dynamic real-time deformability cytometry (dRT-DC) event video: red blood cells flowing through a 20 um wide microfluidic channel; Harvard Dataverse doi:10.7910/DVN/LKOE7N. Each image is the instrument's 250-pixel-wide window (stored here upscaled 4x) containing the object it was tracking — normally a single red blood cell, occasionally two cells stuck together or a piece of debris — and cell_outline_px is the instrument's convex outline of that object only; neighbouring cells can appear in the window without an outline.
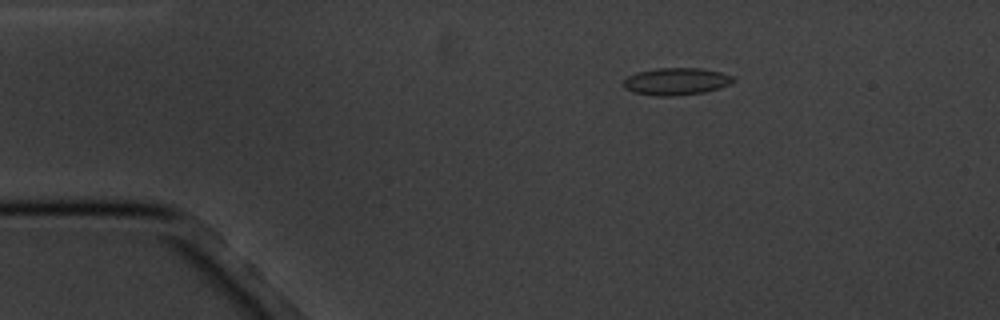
{"species": "common noctule bat (a hibernating species)", "species_latin": "Nyctalus noctula", "temperature_condition": "cold", "stored_images_in_passage": 4, "camera_frame_rate_fps": 3000, "um_per_image_px": 0.085, "animal": {"sex": "male", "body_mass_g": 20.1, "forearm_length_mm": 53.5}, "frame": {"image": 1, "passage_image": 1, "time_ms": 0.0, "image_size_px": [1000, 320], "cell_outline_px": [[736, 80], [720, 88], [704, 92], [672, 96], [656, 96], [636, 92], [624, 88], [620, 84], [628, 76], [636, 72], [656, 68], [700, 68], [720, 72], [732, 76]], "centroid_in_image_um": [57.45, 6.91], "position_along_channel_um": 27.6, "area_um2": 17.4}}